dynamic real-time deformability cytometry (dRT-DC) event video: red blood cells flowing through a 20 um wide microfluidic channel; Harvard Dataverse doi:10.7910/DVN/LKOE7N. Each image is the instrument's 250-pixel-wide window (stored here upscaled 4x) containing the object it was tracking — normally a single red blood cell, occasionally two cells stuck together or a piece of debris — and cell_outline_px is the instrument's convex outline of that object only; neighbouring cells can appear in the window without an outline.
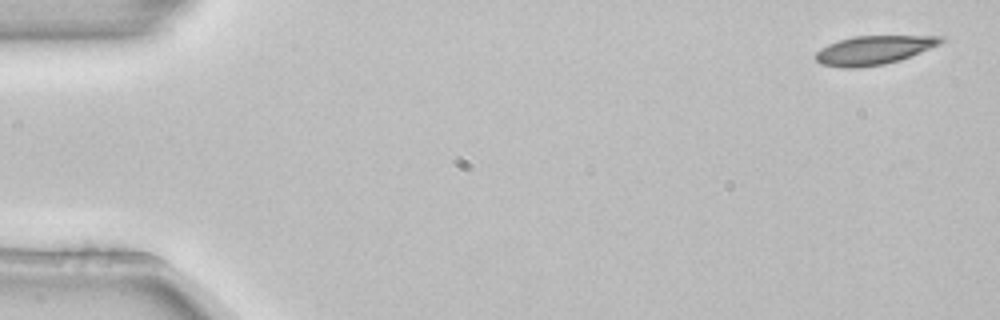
{"species": "common noctule bat (a hibernating species)", "species_latin": "Nyctalus noctula", "temperature_condition": "room temperature", "stored_images_in_passage": 4, "camera_frame_rate_fps": 3000, "um_per_image_px": 0.085, "animal": {"sex": "female", "body_mass_g": 22.7, "forearm_length_mm": 54.2}, "frame": {"image": 1, "passage_image": 1, "time_ms": 0.0, "image_size_px": [1000, 320], "cell_outline_px": [[944, 40], [940, 44], [900, 60], [884, 64], [856, 68], [844, 68], [820, 64], [816, 60], [816, 52], [820, 48], [828, 44], [852, 36], [944, 36]], "centroid_in_image_um": [74.24, 4.26], "position_along_channel_um": 10.8, "area_um2": 20.92}}
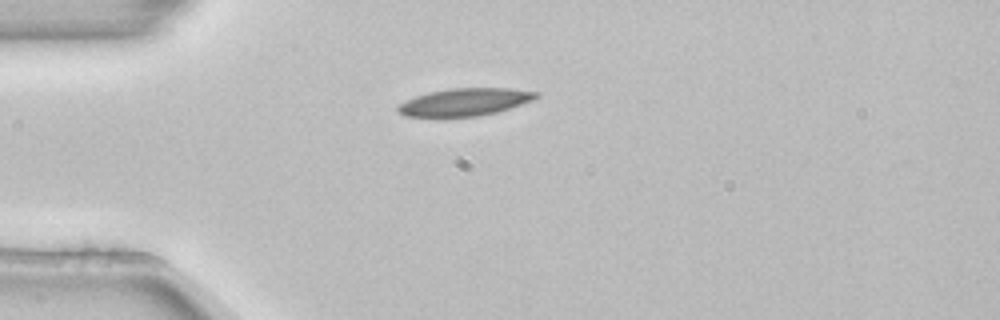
{"frame": {"image": 2, "passage_image": 4, "time_ms": 1.0, "image_size_px": [1000, 320], "cell_outline_px": [[540, 96], [532, 100], [496, 112], [476, 116], [404, 116], [396, 112], [396, 108], [400, 104], [416, 96], [448, 88], [508, 88], [540, 92]], "centroid_in_image_um": [39.52, 8.66], "position_along_channel_um": 45.5, "area_um2": 21.79}}